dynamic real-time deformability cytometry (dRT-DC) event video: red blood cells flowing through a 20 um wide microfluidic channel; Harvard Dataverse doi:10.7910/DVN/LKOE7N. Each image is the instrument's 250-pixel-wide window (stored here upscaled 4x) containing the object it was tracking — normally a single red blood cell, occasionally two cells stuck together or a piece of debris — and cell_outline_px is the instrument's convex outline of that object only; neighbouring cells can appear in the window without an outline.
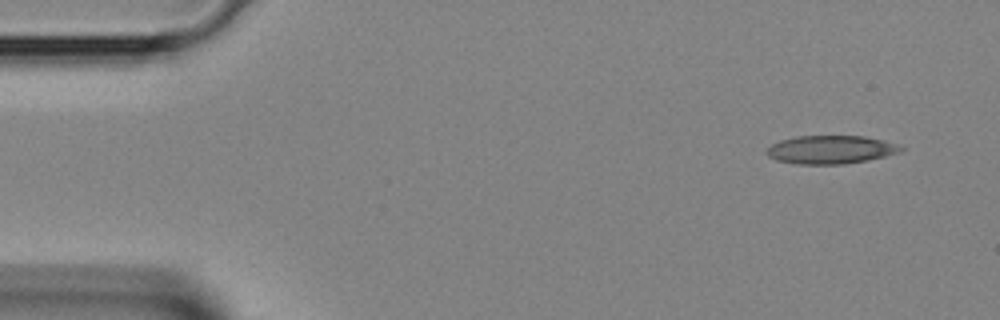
{"species": "Egyptian fruit bat (a non-hibernating species)", "species_latin": "Rousettus aegyptiacus", "temperature_condition": "room temperature", "stored_images_in_passage": 2, "segment_of_instrument_passage": [2, 2], "camera_frame_rate_fps": 3000, "um_per_image_px": 0.085, "animal": {"sex": "female"}, "frame": {"image": 1, "passage_image": 2, "time_ms": 0.333, "image_size_px": [1000, 320], "cell_outline_px": [[904, 148], [900, 152], [868, 160], [844, 164], [796, 164], [776, 160], [768, 156], [764, 152], [772, 144], [780, 140], [796, 136], [864, 136], [884, 140], [896, 144]], "centroid_in_image_um": [70.58, 12.72], "position_along_channel_um": 14.4, "area_um2": 22.14}}